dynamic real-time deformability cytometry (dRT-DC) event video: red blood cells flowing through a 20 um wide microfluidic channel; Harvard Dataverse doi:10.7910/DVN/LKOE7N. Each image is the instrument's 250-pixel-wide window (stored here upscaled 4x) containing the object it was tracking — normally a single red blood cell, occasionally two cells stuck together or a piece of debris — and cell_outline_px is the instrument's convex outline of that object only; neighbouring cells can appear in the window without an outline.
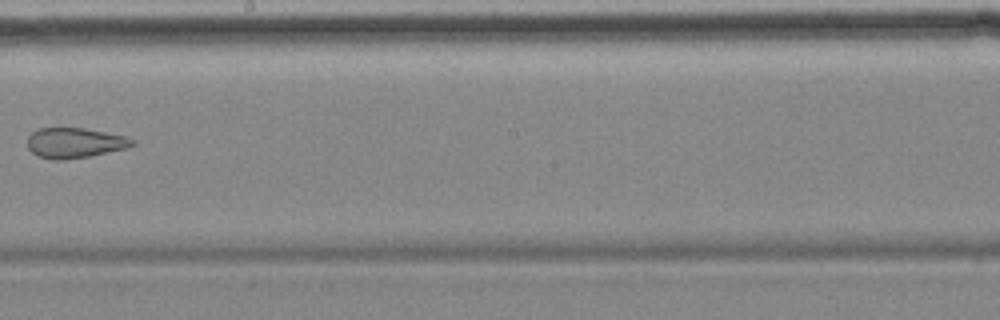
{"species": "common noctule bat (a hibernating species)", "species_latin": "Nyctalus noctula", "temperature_condition": "cold", "stored_images_in_passage": 7, "camera_frame_rate_fps": 3000, "um_per_image_px": 0.085, "animal": {"sex": "female", "body_mass_g": 18.4}, "frame": {"image": 1, "passage_image": 7, "time_ms": 7.667, "image_size_px": [1000, 320], "cell_outline_px": [[136, 144], [128, 148], [88, 156], [60, 160], [52, 160], [40, 156], [32, 152], [28, 148], [28, 136], [36, 128], [84, 128], [124, 136], [136, 140]], "centroid_in_image_um": [6.36, 12.14], "position_along_channel_um": 241.8, "area_um2": 18.38}}